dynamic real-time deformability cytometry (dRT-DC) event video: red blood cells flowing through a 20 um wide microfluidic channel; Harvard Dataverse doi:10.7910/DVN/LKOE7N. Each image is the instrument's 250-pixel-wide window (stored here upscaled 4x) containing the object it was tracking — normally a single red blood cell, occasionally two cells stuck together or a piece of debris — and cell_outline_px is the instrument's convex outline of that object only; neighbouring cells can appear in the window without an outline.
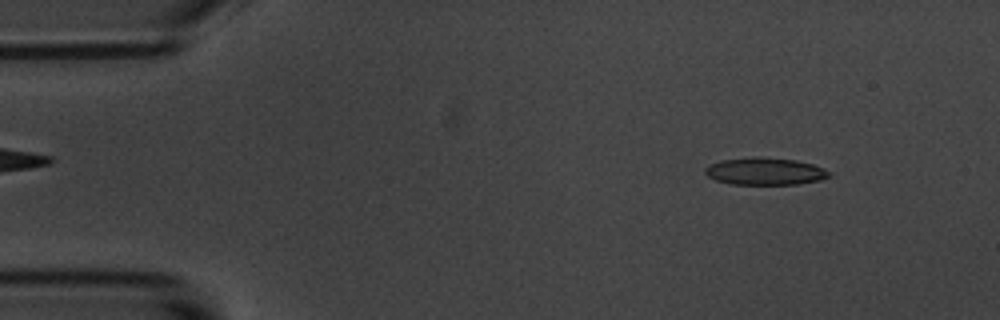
{"species": "common noctule bat (a hibernating species)", "species_latin": "Nyctalus noctula", "temperature_condition": "room temperature", "stored_images_in_passage": 54, "camera_frame_rate_fps": 3000, "um_per_image_px": 0.085, "animal": {"sex": "male", "body_mass_g": 20.1, "forearm_length_mm": 53.5}, "frame": {"image": 1, "passage_image": 4, "time_ms": 1.0, "image_size_px": [1000, 320], "cell_outline_px": [[832, 176], [820, 180], [796, 184], [732, 184], [716, 180], [708, 176], [704, 172], [704, 168], [708, 164], [720, 160], [752, 156], [760, 156], [796, 160], [812, 164], [824, 168]], "centroid_in_image_um": [64.99, 14.54], "position_along_channel_um": 20.0, "area_um2": 19.88}}
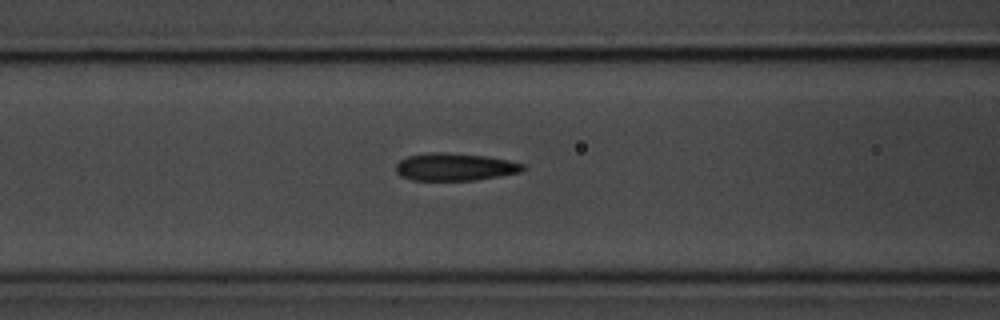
{"frame": {"image": 2, "passage_image": 20, "time_ms": 6.333, "image_size_px": [1000, 320], "cell_outline_px": [[524, 168], [520, 172], [500, 176], [476, 180], [412, 180], [400, 176], [396, 172], [396, 164], [400, 160], [408, 156], [432, 152], [448, 152], [488, 156], [508, 160], [524, 164]], "centroid_in_image_um": [38.65, 14.18], "position_along_channel_um": 127.9, "area_um2": 20.46}}
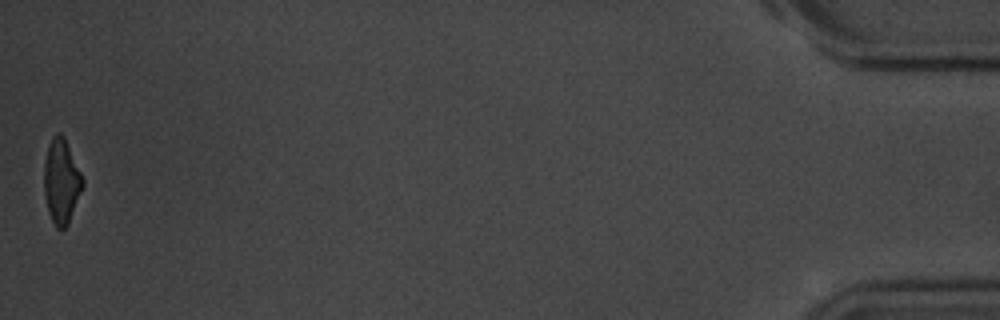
{"frame": {"image": 3, "passage_image": 54, "time_ms": 17.667, "image_size_px": [1000, 320], "cell_outline_px": [[84, 184], [68, 224], [64, 228], [56, 228], [48, 212], [44, 192], [44, 160], [48, 144], [52, 136], [56, 132], [60, 132], [64, 136], [84, 180]], "centroid_in_image_um": [5.2, 15.37], "position_along_channel_um": 430.0, "area_um2": 19.02}, "authors_computed_cell_mechanics": {"area_um2": 20.1433, "velocity_mm_per_s": 3.5104, "shape_relaxation_time_tau1_ms": 5.0914, "shape_relaxation_time_tau2_ms": 1.6948, "deformation_change_tau1": 0.1444, "deformation_change_tau2": 0.0894}}